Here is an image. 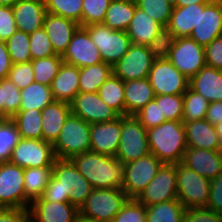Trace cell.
<instances>
[{"instance_id":"cell-49","label":"cell","mask_w":222,"mask_h":222,"mask_svg":"<svg viewBox=\"0 0 222 222\" xmlns=\"http://www.w3.org/2000/svg\"><path fill=\"white\" fill-rule=\"evenodd\" d=\"M111 222H146V209L135 198H129Z\"/></svg>"},{"instance_id":"cell-23","label":"cell","mask_w":222,"mask_h":222,"mask_svg":"<svg viewBox=\"0 0 222 222\" xmlns=\"http://www.w3.org/2000/svg\"><path fill=\"white\" fill-rule=\"evenodd\" d=\"M187 147L206 150H222V144L215 126L206 119L183 122Z\"/></svg>"},{"instance_id":"cell-32","label":"cell","mask_w":222,"mask_h":222,"mask_svg":"<svg viewBox=\"0 0 222 222\" xmlns=\"http://www.w3.org/2000/svg\"><path fill=\"white\" fill-rule=\"evenodd\" d=\"M112 73V66L104 62L80 68L79 92H98L100 86L109 78Z\"/></svg>"},{"instance_id":"cell-62","label":"cell","mask_w":222,"mask_h":222,"mask_svg":"<svg viewBox=\"0 0 222 222\" xmlns=\"http://www.w3.org/2000/svg\"><path fill=\"white\" fill-rule=\"evenodd\" d=\"M19 0H0V6L12 7Z\"/></svg>"},{"instance_id":"cell-57","label":"cell","mask_w":222,"mask_h":222,"mask_svg":"<svg viewBox=\"0 0 222 222\" xmlns=\"http://www.w3.org/2000/svg\"><path fill=\"white\" fill-rule=\"evenodd\" d=\"M0 222H29L28 209L1 207Z\"/></svg>"},{"instance_id":"cell-45","label":"cell","mask_w":222,"mask_h":222,"mask_svg":"<svg viewBox=\"0 0 222 222\" xmlns=\"http://www.w3.org/2000/svg\"><path fill=\"white\" fill-rule=\"evenodd\" d=\"M154 100L160 102L161 118L172 121L183 119V94L155 95Z\"/></svg>"},{"instance_id":"cell-55","label":"cell","mask_w":222,"mask_h":222,"mask_svg":"<svg viewBox=\"0 0 222 222\" xmlns=\"http://www.w3.org/2000/svg\"><path fill=\"white\" fill-rule=\"evenodd\" d=\"M204 50L206 66L222 70V35L215 38Z\"/></svg>"},{"instance_id":"cell-54","label":"cell","mask_w":222,"mask_h":222,"mask_svg":"<svg viewBox=\"0 0 222 222\" xmlns=\"http://www.w3.org/2000/svg\"><path fill=\"white\" fill-rule=\"evenodd\" d=\"M41 198L51 202H70L67 189L53 176H51Z\"/></svg>"},{"instance_id":"cell-13","label":"cell","mask_w":222,"mask_h":222,"mask_svg":"<svg viewBox=\"0 0 222 222\" xmlns=\"http://www.w3.org/2000/svg\"><path fill=\"white\" fill-rule=\"evenodd\" d=\"M136 199L145 207L178 199L176 164L163 163Z\"/></svg>"},{"instance_id":"cell-53","label":"cell","mask_w":222,"mask_h":222,"mask_svg":"<svg viewBox=\"0 0 222 222\" xmlns=\"http://www.w3.org/2000/svg\"><path fill=\"white\" fill-rule=\"evenodd\" d=\"M16 31L12 7L0 6V40L6 42Z\"/></svg>"},{"instance_id":"cell-3","label":"cell","mask_w":222,"mask_h":222,"mask_svg":"<svg viewBox=\"0 0 222 222\" xmlns=\"http://www.w3.org/2000/svg\"><path fill=\"white\" fill-rule=\"evenodd\" d=\"M90 127V123L70 114L52 144L56 158L71 159L75 155L90 151Z\"/></svg>"},{"instance_id":"cell-51","label":"cell","mask_w":222,"mask_h":222,"mask_svg":"<svg viewBox=\"0 0 222 222\" xmlns=\"http://www.w3.org/2000/svg\"><path fill=\"white\" fill-rule=\"evenodd\" d=\"M7 78L20 90L33 83L35 80L31 61L13 64Z\"/></svg>"},{"instance_id":"cell-18","label":"cell","mask_w":222,"mask_h":222,"mask_svg":"<svg viewBox=\"0 0 222 222\" xmlns=\"http://www.w3.org/2000/svg\"><path fill=\"white\" fill-rule=\"evenodd\" d=\"M63 62L79 68L103 62L99 49L93 43L88 31L79 27L62 55Z\"/></svg>"},{"instance_id":"cell-5","label":"cell","mask_w":222,"mask_h":222,"mask_svg":"<svg viewBox=\"0 0 222 222\" xmlns=\"http://www.w3.org/2000/svg\"><path fill=\"white\" fill-rule=\"evenodd\" d=\"M149 153L147 129L134 115L121 116V135L115 157L126 164Z\"/></svg>"},{"instance_id":"cell-30","label":"cell","mask_w":222,"mask_h":222,"mask_svg":"<svg viewBox=\"0 0 222 222\" xmlns=\"http://www.w3.org/2000/svg\"><path fill=\"white\" fill-rule=\"evenodd\" d=\"M198 19L199 3L186 7H174L166 27L174 32L176 38L190 37Z\"/></svg>"},{"instance_id":"cell-61","label":"cell","mask_w":222,"mask_h":222,"mask_svg":"<svg viewBox=\"0 0 222 222\" xmlns=\"http://www.w3.org/2000/svg\"><path fill=\"white\" fill-rule=\"evenodd\" d=\"M0 120H4V102L2 96V80H0Z\"/></svg>"},{"instance_id":"cell-47","label":"cell","mask_w":222,"mask_h":222,"mask_svg":"<svg viewBox=\"0 0 222 222\" xmlns=\"http://www.w3.org/2000/svg\"><path fill=\"white\" fill-rule=\"evenodd\" d=\"M2 96L4 102V120L11 119L20 109L22 101L20 89L8 78L2 79Z\"/></svg>"},{"instance_id":"cell-65","label":"cell","mask_w":222,"mask_h":222,"mask_svg":"<svg viewBox=\"0 0 222 222\" xmlns=\"http://www.w3.org/2000/svg\"><path fill=\"white\" fill-rule=\"evenodd\" d=\"M23 1H31V2H37V3H46L47 0H23Z\"/></svg>"},{"instance_id":"cell-25","label":"cell","mask_w":222,"mask_h":222,"mask_svg":"<svg viewBox=\"0 0 222 222\" xmlns=\"http://www.w3.org/2000/svg\"><path fill=\"white\" fill-rule=\"evenodd\" d=\"M80 68L63 62L50 88L54 100L71 103L79 93Z\"/></svg>"},{"instance_id":"cell-48","label":"cell","mask_w":222,"mask_h":222,"mask_svg":"<svg viewBox=\"0 0 222 222\" xmlns=\"http://www.w3.org/2000/svg\"><path fill=\"white\" fill-rule=\"evenodd\" d=\"M29 39L32 60L56 55L55 51L53 50L52 43L44 28L30 33Z\"/></svg>"},{"instance_id":"cell-31","label":"cell","mask_w":222,"mask_h":222,"mask_svg":"<svg viewBox=\"0 0 222 222\" xmlns=\"http://www.w3.org/2000/svg\"><path fill=\"white\" fill-rule=\"evenodd\" d=\"M136 7L135 1L112 0L103 24L113 30L127 31Z\"/></svg>"},{"instance_id":"cell-10","label":"cell","mask_w":222,"mask_h":222,"mask_svg":"<svg viewBox=\"0 0 222 222\" xmlns=\"http://www.w3.org/2000/svg\"><path fill=\"white\" fill-rule=\"evenodd\" d=\"M162 162L152 153L124 164L122 189L129 198H137L156 176Z\"/></svg>"},{"instance_id":"cell-40","label":"cell","mask_w":222,"mask_h":222,"mask_svg":"<svg viewBox=\"0 0 222 222\" xmlns=\"http://www.w3.org/2000/svg\"><path fill=\"white\" fill-rule=\"evenodd\" d=\"M83 0H47V13L58 15L78 23L82 27Z\"/></svg>"},{"instance_id":"cell-14","label":"cell","mask_w":222,"mask_h":222,"mask_svg":"<svg viewBox=\"0 0 222 222\" xmlns=\"http://www.w3.org/2000/svg\"><path fill=\"white\" fill-rule=\"evenodd\" d=\"M167 59L188 79L206 66L204 47L191 37L176 38Z\"/></svg>"},{"instance_id":"cell-15","label":"cell","mask_w":222,"mask_h":222,"mask_svg":"<svg viewBox=\"0 0 222 222\" xmlns=\"http://www.w3.org/2000/svg\"><path fill=\"white\" fill-rule=\"evenodd\" d=\"M154 60L147 45L132 43L127 53L112 66L113 74L123 82L147 78Z\"/></svg>"},{"instance_id":"cell-7","label":"cell","mask_w":222,"mask_h":222,"mask_svg":"<svg viewBox=\"0 0 222 222\" xmlns=\"http://www.w3.org/2000/svg\"><path fill=\"white\" fill-rule=\"evenodd\" d=\"M178 200L187 208L206 207L210 193L209 179L183 165L176 164Z\"/></svg>"},{"instance_id":"cell-58","label":"cell","mask_w":222,"mask_h":222,"mask_svg":"<svg viewBox=\"0 0 222 222\" xmlns=\"http://www.w3.org/2000/svg\"><path fill=\"white\" fill-rule=\"evenodd\" d=\"M12 65L6 42L0 40V80L7 78Z\"/></svg>"},{"instance_id":"cell-16","label":"cell","mask_w":222,"mask_h":222,"mask_svg":"<svg viewBox=\"0 0 222 222\" xmlns=\"http://www.w3.org/2000/svg\"><path fill=\"white\" fill-rule=\"evenodd\" d=\"M222 35V3L211 0L199 3V19L190 37L204 48Z\"/></svg>"},{"instance_id":"cell-59","label":"cell","mask_w":222,"mask_h":222,"mask_svg":"<svg viewBox=\"0 0 222 222\" xmlns=\"http://www.w3.org/2000/svg\"><path fill=\"white\" fill-rule=\"evenodd\" d=\"M205 119L214 126L222 122V101L209 102Z\"/></svg>"},{"instance_id":"cell-66","label":"cell","mask_w":222,"mask_h":222,"mask_svg":"<svg viewBox=\"0 0 222 222\" xmlns=\"http://www.w3.org/2000/svg\"><path fill=\"white\" fill-rule=\"evenodd\" d=\"M168 4H171L173 7H175L176 0H165Z\"/></svg>"},{"instance_id":"cell-42","label":"cell","mask_w":222,"mask_h":222,"mask_svg":"<svg viewBox=\"0 0 222 222\" xmlns=\"http://www.w3.org/2000/svg\"><path fill=\"white\" fill-rule=\"evenodd\" d=\"M21 139L16 124L11 120H0V163L10 161L13 148Z\"/></svg>"},{"instance_id":"cell-37","label":"cell","mask_w":222,"mask_h":222,"mask_svg":"<svg viewBox=\"0 0 222 222\" xmlns=\"http://www.w3.org/2000/svg\"><path fill=\"white\" fill-rule=\"evenodd\" d=\"M11 120L16 124L21 138L42 139L41 111L19 110Z\"/></svg>"},{"instance_id":"cell-56","label":"cell","mask_w":222,"mask_h":222,"mask_svg":"<svg viewBox=\"0 0 222 222\" xmlns=\"http://www.w3.org/2000/svg\"><path fill=\"white\" fill-rule=\"evenodd\" d=\"M206 207L222 214V173L210 181V193Z\"/></svg>"},{"instance_id":"cell-60","label":"cell","mask_w":222,"mask_h":222,"mask_svg":"<svg viewBox=\"0 0 222 222\" xmlns=\"http://www.w3.org/2000/svg\"><path fill=\"white\" fill-rule=\"evenodd\" d=\"M211 0H176L175 7H186L197 3H209Z\"/></svg>"},{"instance_id":"cell-34","label":"cell","mask_w":222,"mask_h":222,"mask_svg":"<svg viewBox=\"0 0 222 222\" xmlns=\"http://www.w3.org/2000/svg\"><path fill=\"white\" fill-rule=\"evenodd\" d=\"M146 222H183L186 208L178 200L146 206Z\"/></svg>"},{"instance_id":"cell-44","label":"cell","mask_w":222,"mask_h":222,"mask_svg":"<svg viewBox=\"0 0 222 222\" xmlns=\"http://www.w3.org/2000/svg\"><path fill=\"white\" fill-rule=\"evenodd\" d=\"M175 41L176 36L174 32L167 27H162L147 47L155 60L166 59L168 58Z\"/></svg>"},{"instance_id":"cell-50","label":"cell","mask_w":222,"mask_h":222,"mask_svg":"<svg viewBox=\"0 0 222 222\" xmlns=\"http://www.w3.org/2000/svg\"><path fill=\"white\" fill-rule=\"evenodd\" d=\"M134 116L147 130L157 127L167 121L166 118H161L160 102H156L154 99L148 102Z\"/></svg>"},{"instance_id":"cell-11","label":"cell","mask_w":222,"mask_h":222,"mask_svg":"<svg viewBox=\"0 0 222 222\" xmlns=\"http://www.w3.org/2000/svg\"><path fill=\"white\" fill-rule=\"evenodd\" d=\"M52 176L67 189L70 203L78 209L85 203L94 189L70 159H56Z\"/></svg>"},{"instance_id":"cell-4","label":"cell","mask_w":222,"mask_h":222,"mask_svg":"<svg viewBox=\"0 0 222 222\" xmlns=\"http://www.w3.org/2000/svg\"><path fill=\"white\" fill-rule=\"evenodd\" d=\"M129 197L122 188L93 189L79 214L98 222H111Z\"/></svg>"},{"instance_id":"cell-9","label":"cell","mask_w":222,"mask_h":222,"mask_svg":"<svg viewBox=\"0 0 222 222\" xmlns=\"http://www.w3.org/2000/svg\"><path fill=\"white\" fill-rule=\"evenodd\" d=\"M52 143L42 139L21 138L13 148L10 162L21 168L53 166L56 161Z\"/></svg>"},{"instance_id":"cell-29","label":"cell","mask_w":222,"mask_h":222,"mask_svg":"<svg viewBox=\"0 0 222 222\" xmlns=\"http://www.w3.org/2000/svg\"><path fill=\"white\" fill-rule=\"evenodd\" d=\"M162 27L160 23L150 17L145 11L136 7L126 32L133 44L148 45Z\"/></svg>"},{"instance_id":"cell-28","label":"cell","mask_w":222,"mask_h":222,"mask_svg":"<svg viewBox=\"0 0 222 222\" xmlns=\"http://www.w3.org/2000/svg\"><path fill=\"white\" fill-rule=\"evenodd\" d=\"M154 98L148 78L124 82L125 115H135Z\"/></svg>"},{"instance_id":"cell-17","label":"cell","mask_w":222,"mask_h":222,"mask_svg":"<svg viewBox=\"0 0 222 222\" xmlns=\"http://www.w3.org/2000/svg\"><path fill=\"white\" fill-rule=\"evenodd\" d=\"M71 114L80 117L90 124L111 122L120 115L109 107L98 95L94 93L79 92L70 103Z\"/></svg>"},{"instance_id":"cell-52","label":"cell","mask_w":222,"mask_h":222,"mask_svg":"<svg viewBox=\"0 0 222 222\" xmlns=\"http://www.w3.org/2000/svg\"><path fill=\"white\" fill-rule=\"evenodd\" d=\"M183 222H222V214L207 207L187 208Z\"/></svg>"},{"instance_id":"cell-20","label":"cell","mask_w":222,"mask_h":222,"mask_svg":"<svg viewBox=\"0 0 222 222\" xmlns=\"http://www.w3.org/2000/svg\"><path fill=\"white\" fill-rule=\"evenodd\" d=\"M181 163L209 180L222 173V150L187 147Z\"/></svg>"},{"instance_id":"cell-43","label":"cell","mask_w":222,"mask_h":222,"mask_svg":"<svg viewBox=\"0 0 222 222\" xmlns=\"http://www.w3.org/2000/svg\"><path fill=\"white\" fill-rule=\"evenodd\" d=\"M136 6L145 11L163 27L168 25L173 6L165 0H136Z\"/></svg>"},{"instance_id":"cell-33","label":"cell","mask_w":222,"mask_h":222,"mask_svg":"<svg viewBox=\"0 0 222 222\" xmlns=\"http://www.w3.org/2000/svg\"><path fill=\"white\" fill-rule=\"evenodd\" d=\"M22 101L19 110L42 111L48 104L54 101L50 86L34 81L24 89L20 90Z\"/></svg>"},{"instance_id":"cell-1","label":"cell","mask_w":222,"mask_h":222,"mask_svg":"<svg viewBox=\"0 0 222 222\" xmlns=\"http://www.w3.org/2000/svg\"><path fill=\"white\" fill-rule=\"evenodd\" d=\"M70 160L94 189L122 188L124 164L116 157L88 151Z\"/></svg>"},{"instance_id":"cell-8","label":"cell","mask_w":222,"mask_h":222,"mask_svg":"<svg viewBox=\"0 0 222 222\" xmlns=\"http://www.w3.org/2000/svg\"><path fill=\"white\" fill-rule=\"evenodd\" d=\"M30 204L24 191V168L10 161L0 163V208L29 209Z\"/></svg>"},{"instance_id":"cell-27","label":"cell","mask_w":222,"mask_h":222,"mask_svg":"<svg viewBox=\"0 0 222 222\" xmlns=\"http://www.w3.org/2000/svg\"><path fill=\"white\" fill-rule=\"evenodd\" d=\"M42 140L54 143L58 138L61 128L71 114L69 103L54 100L42 111Z\"/></svg>"},{"instance_id":"cell-24","label":"cell","mask_w":222,"mask_h":222,"mask_svg":"<svg viewBox=\"0 0 222 222\" xmlns=\"http://www.w3.org/2000/svg\"><path fill=\"white\" fill-rule=\"evenodd\" d=\"M46 3L19 0L12 6L17 30L33 33L43 28Z\"/></svg>"},{"instance_id":"cell-2","label":"cell","mask_w":222,"mask_h":222,"mask_svg":"<svg viewBox=\"0 0 222 222\" xmlns=\"http://www.w3.org/2000/svg\"><path fill=\"white\" fill-rule=\"evenodd\" d=\"M150 153L162 163L178 164L187 148L186 131L183 121L167 120L147 130Z\"/></svg>"},{"instance_id":"cell-39","label":"cell","mask_w":222,"mask_h":222,"mask_svg":"<svg viewBox=\"0 0 222 222\" xmlns=\"http://www.w3.org/2000/svg\"><path fill=\"white\" fill-rule=\"evenodd\" d=\"M209 101L201 94L188 88L183 94V122L205 119Z\"/></svg>"},{"instance_id":"cell-22","label":"cell","mask_w":222,"mask_h":222,"mask_svg":"<svg viewBox=\"0 0 222 222\" xmlns=\"http://www.w3.org/2000/svg\"><path fill=\"white\" fill-rule=\"evenodd\" d=\"M80 25L62 16L46 13L43 28L47 33L53 50L56 54L63 55L68 48L76 30Z\"/></svg>"},{"instance_id":"cell-6","label":"cell","mask_w":222,"mask_h":222,"mask_svg":"<svg viewBox=\"0 0 222 222\" xmlns=\"http://www.w3.org/2000/svg\"><path fill=\"white\" fill-rule=\"evenodd\" d=\"M83 27L88 31L93 43L99 49L102 61L111 66L115 65L132 45L126 31L110 29L103 23Z\"/></svg>"},{"instance_id":"cell-26","label":"cell","mask_w":222,"mask_h":222,"mask_svg":"<svg viewBox=\"0 0 222 222\" xmlns=\"http://www.w3.org/2000/svg\"><path fill=\"white\" fill-rule=\"evenodd\" d=\"M189 88L209 102L222 101V70L204 66L189 79Z\"/></svg>"},{"instance_id":"cell-41","label":"cell","mask_w":222,"mask_h":222,"mask_svg":"<svg viewBox=\"0 0 222 222\" xmlns=\"http://www.w3.org/2000/svg\"><path fill=\"white\" fill-rule=\"evenodd\" d=\"M6 45L13 64L29 62L32 60L28 33L17 30L6 41Z\"/></svg>"},{"instance_id":"cell-35","label":"cell","mask_w":222,"mask_h":222,"mask_svg":"<svg viewBox=\"0 0 222 222\" xmlns=\"http://www.w3.org/2000/svg\"><path fill=\"white\" fill-rule=\"evenodd\" d=\"M53 166L24 168L25 196L32 202L40 198L52 176Z\"/></svg>"},{"instance_id":"cell-36","label":"cell","mask_w":222,"mask_h":222,"mask_svg":"<svg viewBox=\"0 0 222 222\" xmlns=\"http://www.w3.org/2000/svg\"><path fill=\"white\" fill-rule=\"evenodd\" d=\"M98 95L120 116H125L124 82L113 73L98 89Z\"/></svg>"},{"instance_id":"cell-12","label":"cell","mask_w":222,"mask_h":222,"mask_svg":"<svg viewBox=\"0 0 222 222\" xmlns=\"http://www.w3.org/2000/svg\"><path fill=\"white\" fill-rule=\"evenodd\" d=\"M147 78L155 95L184 94L189 88V79L167 58L154 60Z\"/></svg>"},{"instance_id":"cell-46","label":"cell","mask_w":222,"mask_h":222,"mask_svg":"<svg viewBox=\"0 0 222 222\" xmlns=\"http://www.w3.org/2000/svg\"><path fill=\"white\" fill-rule=\"evenodd\" d=\"M111 1L112 0H83L82 27L103 23Z\"/></svg>"},{"instance_id":"cell-19","label":"cell","mask_w":222,"mask_h":222,"mask_svg":"<svg viewBox=\"0 0 222 222\" xmlns=\"http://www.w3.org/2000/svg\"><path fill=\"white\" fill-rule=\"evenodd\" d=\"M29 222H74L79 209L70 202L33 200L28 209Z\"/></svg>"},{"instance_id":"cell-63","label":"cell","mask_w":222,"mask_h":222,"mask_svg":"<svg viewBox=\"0 0 222 222\" xmlns=\"http://www.w3.org/2000/svg\"><path fill=\"white\" fill-rule=\"evenodd\" d=\"M215 129H216L217 135L219 136L220 142L222 144V122L216 124Z\"/></svg>"},{"instance_id":"cell-38","label":"cell","mask_w":222,"mask_h":222,"mask_svg":"<svg viewBox=\"0 0 222 222\" xmlns=\"http://www.w3.org/2000/svg\"><path fill=\"white\" fill-rule=\"evenodd\" d=\"M62 63V55L59 54L47 58L31 60L34 80L43 85L50 86Z\"/></svg>"},{"instance_id":"cell-64","label":"cell","mask_w":222,"mask_h":222,"mask_svg":"<svg viewBox=\"0 0 222 222\" xmlns=\"http://www.w3.org/2000/svg\"><path fill=\"white\" fill-rule=\"evenodd\" d=\"M74 222H98V221H94L92 219H88V218H85L83 216H81L80 214L76 217L75 221Z\"/></svg>"},{"instance_id":"cell-21","label":"cell","mask_w":222,"mask_h":222,"mask_svg":"<svg viewBox=\"0 0 222 222\" xmlns=\"http://www.w3.org/2000/svg\"><path fill=\"white\" fill-rule=\"evenodd\" d=\"M121 135V116L111 122L91 124L90 151L115 157Z\"/></svg>"}]
</instances>
